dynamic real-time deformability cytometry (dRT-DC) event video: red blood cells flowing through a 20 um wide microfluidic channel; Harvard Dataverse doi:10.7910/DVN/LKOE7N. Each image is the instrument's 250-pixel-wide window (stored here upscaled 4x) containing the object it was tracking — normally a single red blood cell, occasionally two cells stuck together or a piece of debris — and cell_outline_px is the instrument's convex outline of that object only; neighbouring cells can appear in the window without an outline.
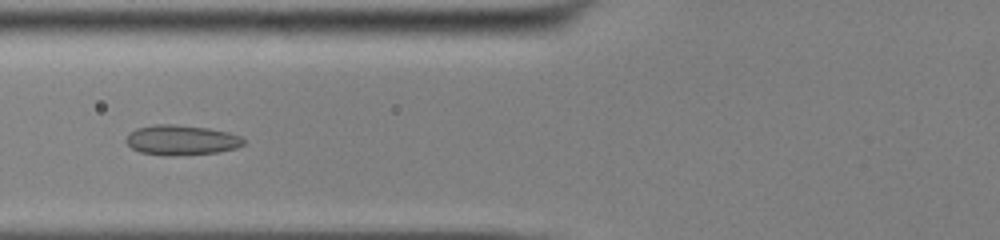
{"species": "common noctule bat (a hibernating species)", "species_latin": "Nyctalus noctula", "temperature_condition": "cold", "stored_images_in_passage": 54, "camera_frame_rate_fps": 3000, "um_per_image_px": 0.085, "animal": {"sex": "male", "body_mass_g": 13.0, "forearm_length_mm": 53.1}, "frame": {"image": 1, "passage_image": 23, "time_ms": 7.333, "image_size_px": [1000, 240], "cell_outline_px": [[248, 140], [244, 144], [236, 148], [220, 152], [172, 156], [164, 156], [140, 152], [132, 148], [124, 140], [136, 128], [156, 124], [172, 124], [208, 128], [228, 132], [240, 136]], "centroid_in_image_um": [15.45, 11.91], "position_along_channel_um": 110.3, "area_um2": 20.69}}
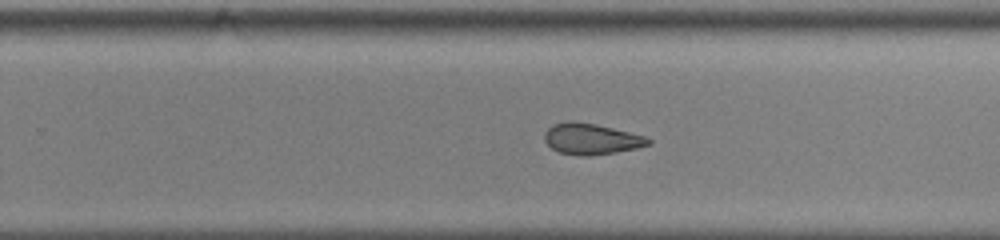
{"frame": {"image": 2, "passage_image": 36, "time_ms": 11.667, "image_size_px": [1000, 240], "cell_outline_px": [[652, 144], [636, 148], [616, 152], [588, 156], [580, 156], [560, 152], [552, 148], [544, 140], [544, 132], [552, 124], [564, 120], [572, 120], [596, 124], [648, 136], [652, 140]], "centroid_in_image_um": [50.27, 11.79], "position_along_channel_um": 279.5, "area_um2": 19.07}}
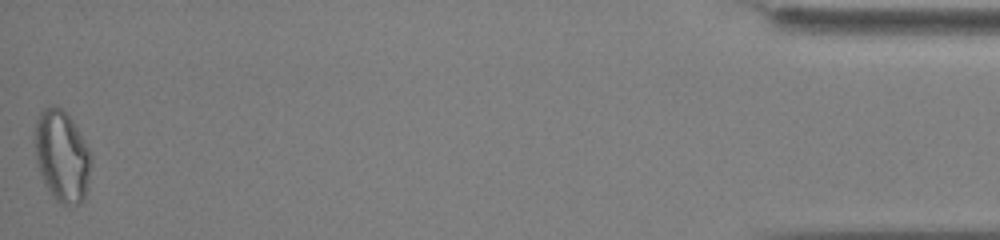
{"frame": {"image": 3, "passage_image": 54, "time_ms": 17.667, "image_size_px": [1000, 240], "cell_outline_px": [[92, 164], [84, 196], [80, 204], [60, 204], [52, 196], [44, 184], [36, 160], [36, 120], [40, 112], [44, 108], [52, 104], [56, 104], [72, 120], [88, 148], [92, 156]], "centroid_in_image_um": [5.27, 13.27], "position_along_channel_um": 429.9, "area_um2": 29.65}, "authors_computed_cell_mechanics": {"area_um2": 21.3571, "velocity_mm_per_s": 3.9091, "shape_relaxation_time_tau1_ms": null, "shape_relaxation_time_tau2_ms": 2.9581, "deformation_change_tau1": null, "deformation_change_tau2": 0.0916}}